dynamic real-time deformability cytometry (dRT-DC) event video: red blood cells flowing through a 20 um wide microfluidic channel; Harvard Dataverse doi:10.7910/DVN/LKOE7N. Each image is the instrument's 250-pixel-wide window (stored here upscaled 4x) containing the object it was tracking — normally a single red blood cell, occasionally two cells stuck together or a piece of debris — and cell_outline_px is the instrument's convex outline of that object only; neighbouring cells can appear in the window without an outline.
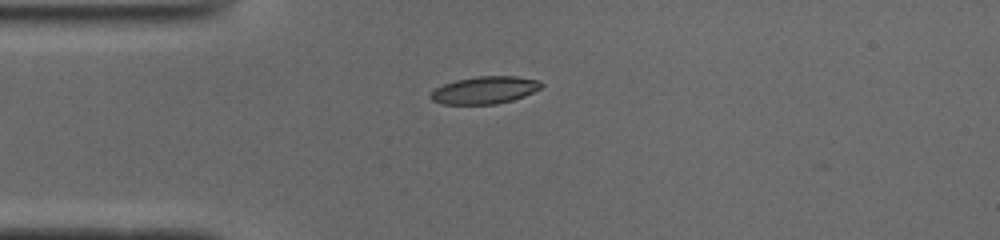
{"species": "common noctule bat (a hibernating species)", "species_latin": "Nyctalus noctula", "temperature_condition": "cold", "stored_images_in_passage": 34, "camera_frame_rate_fps": 3000, "um_per_image_px": 0.085, "animal": {"sex": "male", "body_mass_g": 19.0, "forearm_length_mm": 50.8}, "frame": {"image": 1, "passage_image": 1, "time_ms": 0.0, "image_size_px": [1000, 240], "cell_outline_px": [[544, 84], [540, 88], [524, 96], [512, 100], [496, 104], [444, 104], [432, 100], [428, 96], [436, 88], [444, 84], [456, 80], [476, 76], [516, 76], [540, 80]], "centroid_in_image_um": [41.21, 7.65], "position_along_channel_um": 43.8, "area_um2": 17.63}}
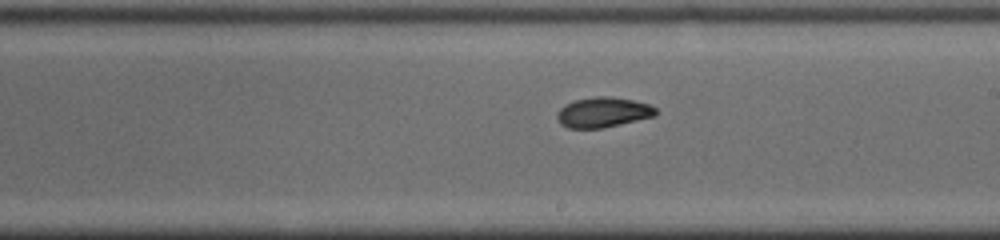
{"frame": {"image": 2, "passage_image": 17, "time_ms": 5.333, "image_size_px": [1000, 240], "cell_outline_px": [[656, 116], [604, 128], [568, 128], [560, 124], [556, 116], [560, 108], [564, 104], [572, 100], [596, 96], [612, 96], [632, 100], [648, 104], [656, 108]], "centroid_in_image_um": [51.24, 9.54], "position_along_channel_um": 237.8, "area_um2": 17.51}}
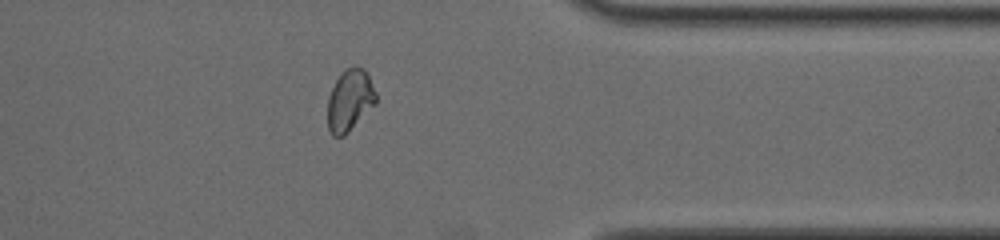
{"frame": {"image": 3, "passage_image": 29, "time_ms": 9.333, "image_size_px": [1000, 240], "cell_outline_px": [[376, 104], [344, 136], [332, 136], [328, 128], [328, 96], [340, 72], [348, 68], [364, 68], [376, 92]], "centroid_in_image_um": [29.73, 8.55], "position_along_channel_um": 381.7, "area_um2": 17.22}}